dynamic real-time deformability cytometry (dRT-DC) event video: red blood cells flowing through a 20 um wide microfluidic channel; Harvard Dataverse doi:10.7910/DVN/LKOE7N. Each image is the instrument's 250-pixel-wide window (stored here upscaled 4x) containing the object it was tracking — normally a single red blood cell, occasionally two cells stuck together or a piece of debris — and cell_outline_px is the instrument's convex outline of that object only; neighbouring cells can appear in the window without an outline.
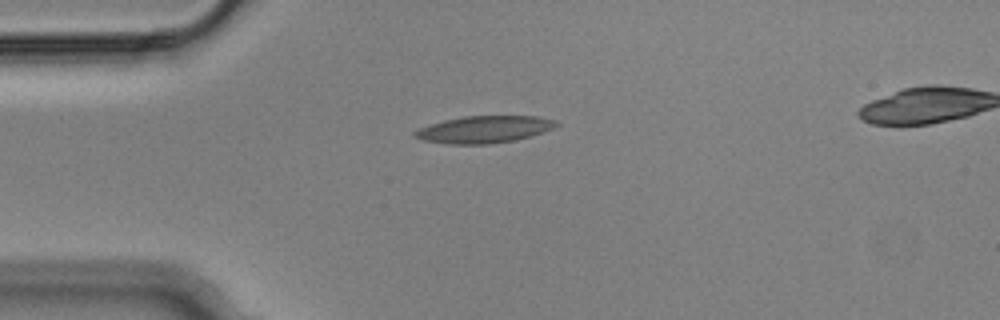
{"species": "Egyptian fruit bat (a non-hibernating species)", "species_latin": "Rousettus aegyptiacus", "temperature_condition": "cold", "stored_images_in_passage": 4, "camera_frame_rate_fps": 3000, "um_per_image_px": 0.085, "animal": {"sex": "male"}, "frame": {"image": 1, "passage_image": 4, "time_ms": 1.0, "image_size_px": [1000, 320], "cell_outline_px": [[560, 124], [544, 132], [532, 136], [516, 140], [488, 144], [448, 144], [424, 140], [412, 136], [412, 132], [420, 128], [444, 120], [464, 116], [536, 116], [556, 120]], "centroid_in_image_um": [41.17, 11.0], "position_along_channel_um": 43.8, "area_um2": 22.31}}